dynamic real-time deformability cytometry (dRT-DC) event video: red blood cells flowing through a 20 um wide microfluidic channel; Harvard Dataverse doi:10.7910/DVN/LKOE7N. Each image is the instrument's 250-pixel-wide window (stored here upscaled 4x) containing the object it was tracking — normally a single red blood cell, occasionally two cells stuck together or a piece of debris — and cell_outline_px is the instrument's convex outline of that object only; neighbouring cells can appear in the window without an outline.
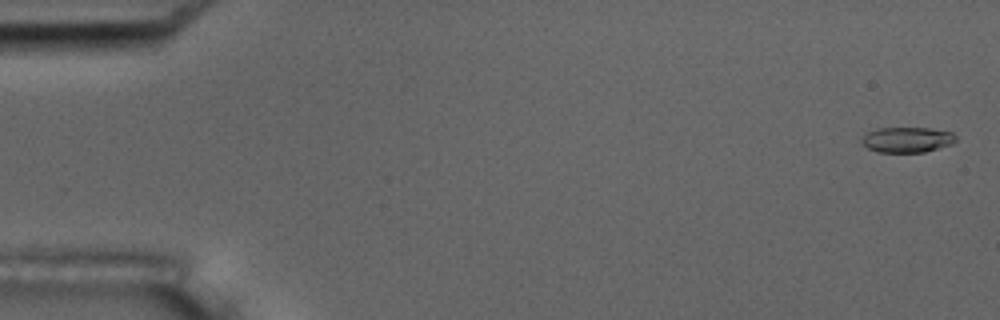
{"species": "common noctule bat (a hibernating species)", "species_latin": "Nyctalus noctula", "temperature_condition": "room temperature", "stored_images_in_passage": 56, "camera_frame_rate_fps": 3000, "um_per_image_px": 0.085, "animal": {"sex": "male", "body_mass_g": 17.5, "forearm_length_mm": 52.3}, "frame": {"image": 1, "passage_image": 2, "time_ms": 0.333, "image_size_px": [1000, 320], "cell_outline_px": [[956, 140], [952, 144], [924, 152], [880, 152], [868, 148], [860, 140], [868, 132], [876, 128], [928, 128], [952, 132], [956, 136]], "centroid_in_image_um": [77.12, 11.87], "position_along_channel_um": 7.9, "area_um2": 13.81}}
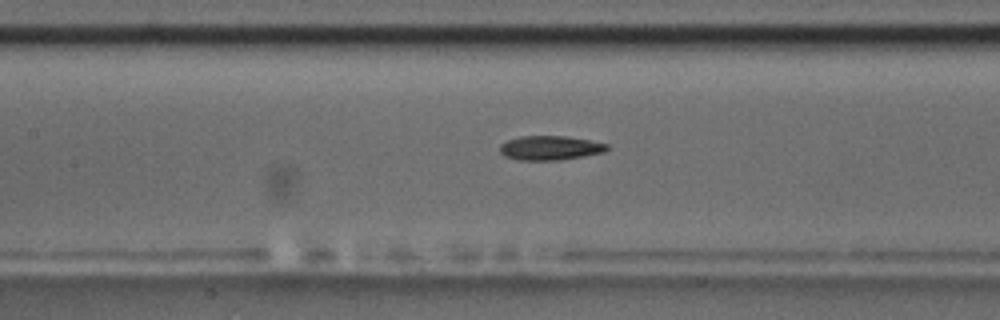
{"frame": {"image": 2, "passage_image": 26, "time_ms": 8.333, "image_size_px": [1000, 320], "cell_outline_px": [[608, 148], [604, 152], [584, 156], [556, 160], [520, 160], [504, 156], [500, 152], [500, 144], [508, 140], [520, 136], [564, 136], [588, 140], [608, 144]], "centroid_in_image_um": [46.73, 12.57], "position_along_channel_um": 160.7, "area_um2": 15.03}}
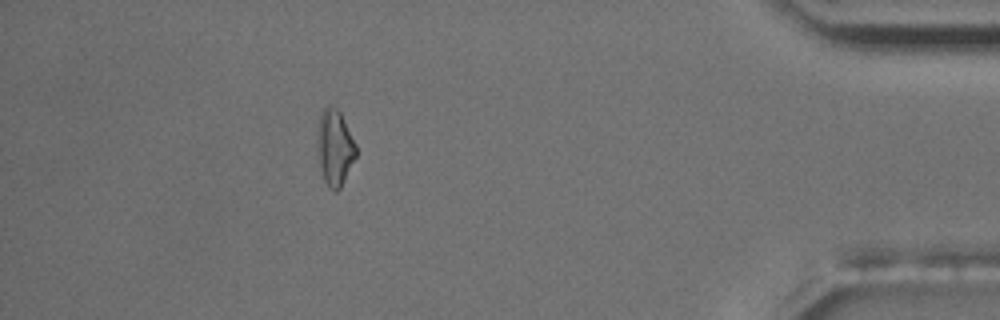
{"frame": {"image": 3, "passage_image": 50, "time_ms": 16.333, "image_size_px": [1000, 320], "cell_outline_px": [[356, 156], [340, 188], [336, 192], [324, 180], [320, 168], [316, 148], [316, 136], [320, 116], [324, 108], [328, 104], [336, 108], [340, 112], [356, 144]], "centroid_in_image_um": [28.43, 12.52], "position_along_channel_um": 406.8, "area_um2": 17.05}, "authors_computed_cell_mechanics": {"area_um2": 15.028, "velocity_mm_per_s": 3.6927, "shape_relaxation_time_tau1_ms": 6.3247, "shape_relaxation_time_tau2_ms": 5.764, "deformation_change_tau1": 0.1736, "deformation_change_tau2": 0.1531}}